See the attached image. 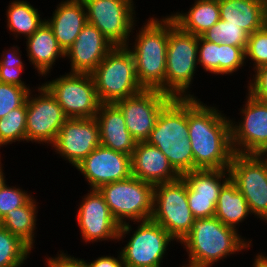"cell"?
I'll return each instance as SVG.
<instances>
[{
	"label": "cell",
	"mask_w": 267,
	"mask_h": 267,
	"mask_svg": "<svg viewBox=\"0 0 267 267\" xmlns=\"http://www.w3.org/2000/svg\"><path fill=\"white\" fill-rule=\"evenodd\" d=\"M206 41L216 44H228L246 49L249 34L240 26L227 24L225 20H219L211 28L201 35Z\"/></svg>",
	"instance_id": "obj_33"
},
{
	"label": "cell",
	"mask_w": 267,
	"mask_h": 267,
	"mask_svg": "<svg viewBox=\"0 0 267 267\" xmlns=\"http://www.w3.org/2000/svg\"><path fill=\"white\" fill-rule=\"evenodd\" d=\"M57 3L52 15L46 17V22L66 52L87 23L86 9L82 0H61Z\"/></svg>",
	"instance_id": "obj_24"
},
{
	"label": "cell",
	"mask_w": 267,
	"mask_h": 267,
	"mask_svg": "<svg viewBox=\"0 0 267 267\" xmlns=\"http://www.w3.org/2000/svg\"><path fill=\"white\" fill-rule=\"evenodd\" d=\"M151 219L161 225L178 245L189 234L196 218L189 208L187 184L182 177L154 185Z\"/></svg>",
	"instance_id": "obj_9"
},
{
	"label": "cell",
	"mask_w": 267,
	"mask_h": 267,
	"mask_svg": "<svg viewBox=\"0 0 267 267\" xmlns=\"http://www.w3.org/2000/svg\"><path fill=\"white\" fill-rule=\"evenodd\" d=\"M187 184V199L193 216H215L222 187L230 180L228 169H196L181 176Z\"/></svg>",
	"instance_id": "obj_18"
},
{
	"label": "cell",
	"mask_w": 267,
	"mask_h": 267,
	"mask_svg": "<svg viewBox=\"0 0 267 267\" xmlns=\"http://www.w3.org/2000/svg\"><path fill=\"white\" fill-rule=\"evenodd\" d=\"M252 241L215 216L195 219L189 234L179 243L187 253L186 262L182 261L179 267L216 266L229 257L253 249Z\"/></svg>",
	"instance_id": "obj_2"
},
{
	"label": "cell",
	"mask_w": 267,
	"mask_h": 267,
	"mask_svg": "<svg viewBox=\"0 0 267 267\" xmlns=\"http://www.w3.org/2000/svg\"><path fill=\"white\" fill-rule=\"evenodd\" d=\"M131 174L152 185L172 182L181 177L167 157L146 141L137 142L135 146L131 155Z\"/></svg>",
	"instance_id": "obj_21"
},
{
	"label": "cell",
	"mask_w": 267,
	"mask_h": 267,
	"mask_svg": "<svg viewBox=\"0 0 267 267\" xmlns=\"http://www.w3.org/2000/svg\"><path fill=\"white\" fill-rule=\"evenodd\" d=\"M173 98L159 90H142L136 95L116 101L128 131L137 142H145L153 128L160 111Z\"/></svg>",
	"instance_id": "obj_17"
},
{
	"label": "cell",
	"mask_w": 267,
	"mask_h": 267,
	"mask_svg": "<svg viewBox=\"0 0 267 267\" xmlns=\"http://www.w3.org/2000/svg\"><path fill=\"white\" fill-rule=\"evenodd\" d=\"M252 216L246 199L237 189V186L229 180L220 191L215 217L225 226L234 228L239 232L240 224L250 217L252 219Z\"/></svg>",
	"instance_id": "obj_29"
},
{
	"label": "cell",
	"mask_w": 267,
	"mask_h": 267,
	"mask_svg": "<svg viewBox=\"0 0 267 267\" xmlns=\"http://www.w3.org/2000/svg\"><path fill=\"white\" fill-rule=\"evenodd\" d=\"M116 252L117 254L115 253V257L113 254L110 255L108 253V255L103 254L101 256L95 257V259L93 258L92 261L88 259L90 262L85 259L84 261L87 267H125L120 250Z\"/></svg>",
	"instance_id": "obj_41"
},
{
	"label": "cell",
	"mask_w": 267,
	"mask_h": 267,
	"mask_svg": "<svg viewBox=\"0 0 267 267\" xmlns=\"http://www.w3.org/2000/svg\"><path fill=\"white\" fill-rule=\"evenodd\" d=\"M187 98L188 138L193 153V170L228 169L234 151L230 117L216 104Z\"/></svg>",
	"instance_id": "obj_1"
},
{
	"label": "cell",
	"mask_w": 267,
	"mask_h": 267,
	"mask_svg": "<svg viewBox=\"0 0 267 267\" xmlns=\"http://www.w3.org/2000/svg\"><path fill=\"white\" fill-rule=\"evenodd\" d=\"M220 19L240 26L251 35L267 24V14L257 0H219Z\"/></svg>",
	"instance_id": "obj_25"
},
{
	"label": "cell",
	"mask_w": 267,
	"mask_h": 267,
	"mask_svg": "<svg viewBox=\"0 0 267 267\" xmlns=\"http://www.w3.org/2000/svg\"><path fill=\"white\" fill-rule=\"evenodd\" d=\"M99 145V127L95 117L67 118L55 142L48 148L74 169Z\"/></svg>",
	"instance_id": "obj_16"
},
{
	"label": "cell",
	"mask_w": 267,
	"mask_h": 267,
	"mask_svg": "<svg viewBox=\"0 0 267 267\" xmlns=\"http://www.w3.org/2000/svg\"><path fill=\"white\" fill-rule=\"evenodd\" d=\"M0 54V82L17 85L25 89L37 88L39 84L36 83V87L31 86L32 83L27 84L26 80L22 78V74L26 73V63L22 59V50H20L18 44L11 45L10 48L6 47Z\"/></svg>",
	"instance_id": "obj_30"
},
{
	"label": "cell",
	"mask_w": 267,
	"mask_h": 267,
	"mask_svg": "<svg viewBox=\"0 0 267 267\" xmlns=\"http://www.w3.org/2000/svg\"><path fill=\"white\" fill-rule=\"evenodd\" d=\"M117 242L124 246L119 250L125 267H163L168 251L178 244L152 219L120 225Z\"/></svg>",
	"instance_id": "obj_5"
},
{
	"label": "cell",
	"mask_w": 267,
	"mask_h": 267,
	"mask_svg": "<svg viewBox=\"0 0 267 267\" xmlns=\"http://www.w3.org/2000/svg\"><path fill=\"white\" fill-rule=\"evenodd\" d=\"M26 122V102L21 107L10 111L5 117L0 118V149L13 143L15 145L20 142L26 143Z\"/></svg>",
	"instance_id": "obj_32"
},
{
	"label": "cell",
	"mask_w": 267,
	"mask_h": 267,
	"mask_svg": "<svg viewBox=\"0 0 267 267\" xmlns=\"http://www.w3.org/2000/svg\"><path fill=\"white\" fill-rule=\"evenodd\" d=\"M248 66L245 62V49L228 44H219V77L233 76L243 72ZM239 71V72H238Z\"/></svg>",
	"instance_id": "obj_35"
},
{
	"label": "cell",
	"mask_w": 267,
	"mask_h": 267,
	"mask_svg": "<svg viewBox=\"0 0 267 267\" xmlns=\"http://www.w3.org/2000/svg\"><path fill=\"white\" fill-rule=\"evenodd\" d=\"M7 182L0 188V220L7 212L24 206L34 195L21 186Z\"/></svg>",
	"instance_id": "obj_36"
},
{
	"label": "cell",
	"mask_w": 267,
	"mask_h": 267,
	"mask_svg": "<svg viewBox=\"0 0 267 267\" xmlns=\"http://www.w3.org/2000/svg\"><path fill=\"white\" fill-rule=\"evenodd\" d=\"M26 57L40 79L51 77V71L61 59L65 60V52L56 40L52 28L45 21L31 36L25 39ZM63 59V60H62ZM37 73V74H36Z\"/></svg>",
	"instance_id": "obj_22"
},
{
	"label": "cell",
	"mask_w": 267,
	"mask_h": 267,
	"mask_svg": "<svg viewBox=\"0 0 267 267\" xmlns=\"http://www.w3.org/2000/svg\"><path fill=\"white\" fill-rule=\"evenodd\" d=\"M189 10L168 14L183 31L201 36L220 20L219 0H193Z\"/></svg>",
	"instance_id": "obj_26"
},
{
	"label": "cell",
	"mask_w": 267,
	"mask_h": 267,
	"mask_svg": "<svg viewBox=\"0 0 267 267\" xmlns=\"http://www.w3.org/2000/svg\"><path fill=\"white\" fill-rule=\"evenodd\" d=\"M253 73V74H252ZM245 84V91L253 98L267 103V65L254 70ZM252 76V77H251Z\"/></svg>",
	"instance_id": "obj_39"
},
{
	"label": "cell",
	"mask_w": 267,
	"mask_h": 267,
	"mask_svg": "<svg viewBox=\"0 0 267 267\" xmlns=\"http://www.w3.org/2000/svg\"><path fill=\"white\" fill-rule=\"evenodd\" d=\"M26 105V143L50 147L67 119L62 107L41 82L29 92Z\"/></svg>",
	"instance_id": "obj_13"
},
{
	"label": "cell",
	"mask_w": 267,
	"mask_h": 267,
	"mask_svg": "<svg viewBox=\"0 0 267 267\" xmlns=\"http://www.w3.org/2000/svg\"><path fill=\"white\" fill-rule=\"evenodd\" d=\"M33 196L24 206L13 209L0 220V224L17 236L31 250L36 249L38 232V211L40 204ZM36 198V199H35ZM38 224V225H37Z\"/></svg>",
	"instance_id": "obj_28"
},
{
	"label": "cell",
	"mask_w": 267,
	"mask_h": 267,
	"mask_svg": "<svg viewBox=\"0 0 267 267\" xmlns=\"http://www.w3.org/2000/svg\"><path fill=\"white\" fill-rule=\"evenodd\" d=\"M257 1L263 6V9L267 14V0H257Z\"/></svg>",
	"instance_id": "obj_44"
},
{
	"label": "cell",
	"mask_w": 267,
	"mask_h": 267,
	"mask_svg": "<svg viewBox=\"0 0 267 267\" xmlns=\"http://www.w3.org/2000/svg\"><path fill=\"white\" fill-rule=\"evenodd\" d=\"M245 62L251 68L250 74L267 65V24L249 35L245 49Z\"/></svg>",
	"instance_id": "obj_34"
},
{
	"label": "cell",
	"mask_w": 267,
	"mask_h": 267,
	"mask_svg": "<svg viewBox=\"0 0 267 267\" xmlns=\"http://www.w3.org/2000/svg\"><path fill=\"white\" fill-rule=\"evenodd\" d=\"M152 16L149 15L140 26L135 24L126 47L134 56L140 86L146 90H159L165 93L168 13L163 16Z\"/></svg>",
	"instance_id": "obj_3"
},
{
	"label": "cell",
	"mask_w": 267,
	"mask_h": 267,
	"mask_svg": "<svg viewBox=\"0 0 267 267\" xmlns=\"http://www.w3.org/2000/svg\"><path fill=\"white\" fill-rule=\"evenodd\" d=\"M228 170L230 180L246 199L254 219L267 225V158L234 153Z\"/></svg>",
	"instance_id": "obj_12"
},
{
	"label": "cell",
	"mask_w": 267,
	"mask_h": 267,
	"mask_svg": "<svg viewBox=\"0 0 267 267\" xmlns=\"http://www.w3.org/2000/svg\"><path fill=\"white\" fill-rule=\"evenodd\" d=\"M114 47L95 26L86 23L65 52L69 73L91 74Z\"/></svg>",
	"instance_id": "obj_20"
},
{
	"label": "cell",
	"mask_w": 267,
	"mask_h": 267,
	"mask_svg": "<svg viewBox=\"0 0 267 267\" xmlns=\"http://www.w3.org/2000/svg\"><path fill=\"white\" fill-rule=\"evenodd\" d=\"M111 215L119 225L151 219L154 185L135 176L101 186Z\"/></svg>",
	"instance_id": "obj_8"
},
{
	"label": "cell",
	"mask_w": 267,
	"mask_h": 267,
	"mask_svg": "<svg viewBox=\"0 0 267 267\" xmlns=\"http://www.w3.org/2000/svg\"><path fill=\"white\" fill-rule=\"evenodd\" d=\"M58 76L51 80H44L41 84L56 99L65 116L67 118H94L101 103L92 75L65 72Z\"/></svg>",
	"instance_id": "obj_10"
},
{
	"label": "cell",
	"mask_w": 267,
	"mask_h": 267,
	"mask_svg": "<svg viewBox=\"0 0 267 267\" xmlns=\"http://www.w3.org/2000/svg\"><path fill=\"white\" fill-rule=\"evenodd\" d=\"M187 98H173L161 111L146 142L157 147L180 175L193 170Z\"/></svg>",
	"instance_id": "obj_4"
},
{
	"label": "cell",
	"mask_w": 267,
	"mask_h": 267,
	"mask_svg": "<svg viewBox=\"0 0 267 267\" xmlns=\"http://www.w3.org/2000/svg\"><path fill=\"white\" fill-rule=\"evenodd\" d=\"M100 103H115L144 90L137 79L135 59L126 46H115L91 73Z\"/></svg>",
	"instance_id": "obj_7"
},
{
	"label": "cell",
	"mask_w": 267,
	"mask_h": 267,
	"mask_svg": "<svg viewBox=\"0 0 267 267\" xmlns=\"http://www.w3.org/2000/svg\"><path fill=\"white\" fill-rule=\"evenodd\" d=\"M32 90L34 89L0 82V118L5 117L13 109L21 107Z\"/></svg>",
	"instance_id": "obj_37"
},
{
	"label": "cell",
	"mask_w": 267,
	"mask_h": 267,
	"mask_svg": "<svg viewBox=\"0 0 267 267\" xmlns=\"http://www.w3.org/2000/svg\"><path fill=\"white\" fill-rule=\"evenodd\" d=\"M197 58L198 68H202L205 73L219 76V44L198 36Z\"/></svg>",
	"instance_id": "obj_38"
},
{
	"label": "cell",
	"mask_w": 267,
	"mask_h": 267,
	"mask_svg": "<svg viewBox=\"0 0 267 267\" xmlns=\"http://www.w3.org/2000/svg\"><path fill=\"white\" fill-rule=\"evenodd\" d=\"M244 92L240 119L230 117L232 149L238 154L261 155L267 149V103Z\"/></svg>",
	"instance_id": "obj_14"
},
{
	"label": "cell",
	"mask_w": 267,
	"mask_h": 267,
	"mask_svg": "<svg viewBox=\"0 0 267 267\" xmlns=\"http://www.w3.org/2000/svg\"><path fill=\"white\" fill-rule=\"evenodd\" d=\"M197 51L198 36L181 30L168 15L165 93L172 98L199 97L192 92L199 69Z\"/></svg>",
	"instance_id": "obj_6"
},
{
	"label": "cell",
	"mask_w": 267,
	"mask_h": 267,
	"mask_svg": "<svg viewBox=\"0 0 267 267\" xmlns=\"http://www.w3.org/2000/svg\"><path fill=\"white\" fill-rule=\"evenodd\" d=\"M82 1L86 9L87 23L95 26L114 46H127L135 24H140L136 13L137 2L135 0Z\"/></svg>",
	"instance_id": "obj_11"
},
{
	"label": "cell",
	"mask_w": 267,
	"mask_h": 267,
	"mask_svg": "<svg viewBox=\"0 0 267 267\" xmlns=\"http://www.w3.org/2000/svg\"><path fill=\"white\" fill-rule=\"evenodd\" d=\"M79 201V202H78ZM76 201V225L79 226L81 242L85 245L117 242L120 225L111 215L104 197L98 189H88L87 193Z\"/></svg>",
	"instance_id": "obj_15"
},
{
	"label": "cell",
	"mask_w": 267,
	"mask_h": 267,
	"mask_svg": "<svg viewBox=\"0 0 267 267\" xmlns=\"http://www.w3.org/2000/svg\"><path fill=\"white\" fill-rule=\"evenodd\" d=\"M75 169L88 183L89 189H99L132 175L131 156L99 145Z\"/></svg>",
	"instance_id": "obj_19"
},
{
	"label": "cell",
	"mask_w": 267,
	"mask_h": 267,
	"mask_svg": "<svg viewBox=\"0 0 267 267\" xmlns=\"http://www.w3.org/2000/svg\"><path fill=\"white\" fill-rule=\"evenodd\" d=\"M255 254L254 261L252 262V267H267V255L265 252L257 251Z\"/></svg>",
	"instance_id": "obj_42"
},
{
	"label": "cell",
	"mask_w": 267,
	"mask_h": 267,
	"mask_svg": "<svg viewBox=\"0 0 267 267\" xmlns=\"http://www.w3.org/2000/svg\"><path fill=\"white\" fill-rule=\"evenodd\" d=\"M31 253L23 241L0 224V267H24Z\"/></svg>",
	"instance_id": "obj_31"
},
{
	"label": "cell",
	"mask_w": 267,
	"mask_h": 267,
	"mask_svg": "<svg viewBox=\"0 0 267 267\" xmlns=\"http://www.w3.org/2000/svg\"><path fill=\"white\" fill-rule=\"evenodd\" d=\"M261 156L266 157L267 158V149L261 154Z\"/></svg>",
	"instance_id": "obj_45"
},
{
	"label": "cell",
	"mask_w": 267,
	"mask_h": 267,
	"mask_svg": "<svg viewBox=\"0 0 267 267\" xmlns=\"http://www.w3.org/2000/svg\"><path fill=\"white\" fill-rule=\"evenodd\" d=\"M54 256H44V267H87L84 258H76L74 255L68 254L67 250H57Z\"/></svg>",
	"instance_id": "obj_40"
},
{
	"label": "cell",
	"mask_w": 267,
	"mask_h": 267,
	"mask_svg": "<svg viewBox=\"0 0 267 267\" xmlns=\"http://www.w3.org/2000/svg\"><path fill=\"white\" fill-rule=\"evenodd\" d=\"M5 13L6 29L15 41L22 37L25 40L46 21V16L29 0H10Z\"/></svg>",
	"instance_id": "obj_27"
},
{
	"label": "cell",
	"mask_w": 267,
	"mask_h": 267,
	"mask_svg": "<svg viewBox=\"0 0 267 267\" xmlns=\"http://www.w3.org/2000/svg\"><path fill=\"white\" fill-rule=\"evenodd\" d=\"M95 120L99 127L100 145L132 155L137 141L127 129L124 116L115 103H102Z\"/></svg>",
	"instance_id": "obj_23"
},
{
	"label": "cell",
	"mask_w": 267,
	"mask_h": 267,
	"mask_svg": "<svg viewBox=\"0 0 267 267\" xmlns=\"http://www.w3.org/2000/svg\"><path fill=\"white\" fill-rule=\"evenodd\" d=\"M3 154L0 153V188L6 183V181L8 180V178H6V174L7 172L5 173V167H4V164H3ZM4 167V168H3Z\"/></svg>",
	"instance_id": "obj_43"
}]
</instances>
